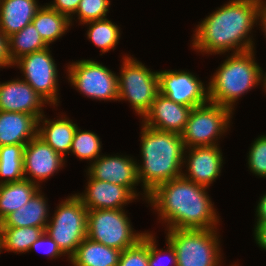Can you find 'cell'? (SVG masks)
I'll list each match as a JSON object with an SVG mask.
<instances>
[{"mask_svg": "<svg viewBox=\"0 0 266 266\" xmlns=\"http://www.w3.org/2000/svg\"><path fill=\"white\" fill-rule=\"evenodd\" d=\"M259 0H229L204 18L193 34L192 48L202 54L255 49L252 29L257 25ZM230 50V51H229Z\"/></svg>", "mask_w": 266, "mask_h": 266, "instance_id": "obj_1", "label": "cell"}, {"mask_svg": "<svg viewBox=\"0 0 266 266\" xmlns=\"http://www.w3.org/2000/svg\"><path fill=\"white\" fill-rule=\"evenodd\" d=\"M208 188L180 176L158 185L147 202L157 210L167 229H213L219 217Z\"/></svg>", "mask_w": 266, "mask_h": 266, "instance_id": "obj_2", "label": "cell"}, {"mask_svg": "<svg viewBox=\"0 0 266 266\" xmlns=\"http://www.w3.org/2000/svg\"><path fill=\"white\" fill-rule=\"evenodd\" d=\"M142 124L141 160L138 178L147 201L158 185L182 176L185 146L180 134L160 131Z\"/></svg>", "mask_w": 266, "mask_h": 266, "instance_id": "obj_3", "label": "cell"}, {"mask_svg": "<svg viewBox=\"0 0 266 266\" xmlns=\"http://www.w3.org/2000/svg\"><path fill=\"white\" fill-rule=\"evenodd\" d=\"M254 49L231 53L208 83L209 101L234 110L236 101L261 82Z\"/></svg>", "mask_w": 266, "mask_h": 266, "instance_id": "obj_4", "label": "cell"}, {"mask_svg": "<svg viewBox=\"0 0 266 266\" xmlns=\"http://www.w3.org/2000/svg\"><path fill=\"white\" fill-rule=\"evenodd\" d=\"M217 230H167L166 240L175 249L177 266H221L222 254Z\"/></svg>", "mask_w": 266, "mask_h": 266, "instance_id": "obj_5", "label": "cell"}, {"mask_svg": "<svg viewBox=\"0 0 266 266\" xmlns=\"http://www.w3.org/2000/svg\"><path fill=\"white\" fill-rule=\"evenodd\" d=\"M118 76V101L127 100L141 118L150 110L159 93L158 71H151L142 62L125 56Z\"/></svg>", "mask_w": 266, "mask_h": 266, "instance_id": "obj_6", "label": "cell"}, {"mask_svg": "<svg viewBox=\"0 0 266 266\" xmlns=\"http://www.w3.org/2000/svg\"><path fill=\"white\" fill-rule=\"evenodd\" d=\"M88 209L81 199L72 194L60 202L49 219L45 232L57 243L68 259L75 253L80 243L87 237Z\"/></svg>", "mask_w": 266, "mask_h": 266, "instance_id": "obj_7", "label": "cell"}, {"mask_svg": "<svg viewBox=\"0 0 266 266\" xmlns=\"http://www.w3.org/2000/svg\"><path fill=\"white\" fill-rule=\"evenodd\" d=\"M124 209L88 210L87 238L123 251L136 245L145 235L134 231Z\"/></svg>", "mask_w": 266, "mask_h": 266, "instance_id": "obj_8", "label": "cell"}, {"mask_svg": "<svg viewBox=\"0 0 266 266\" xmlns=\"http://www.w3.org/2000/svg\"><path fill=\"white\" fill-rule=\"evenodd\" d=\"M233 112L208 102L194 107L181 134L185 148L219 145L218 139L230 128Z\"/></svg>", "mask_w": 266, "mask_h": 266, "instance_id": "obj_9", "label": "cell"}, {"mask_svg": "<svg viewBox=\"0 0 266 266\" xmlns=\"http://www.w3.org/2000/svg\"><path fill=\"white\" fill-rule=\"evenodd\" d=\"M67 79L81 94L106 101L118 100V75L94 60H78L67 65Z\"/></svg>", "mask_w": 266, "mask_h": 266, "instance_id": "obj_10", "label": "cell"}, {"mask_svg": "<svg viewBox=\"0 0 266 266\" xmlns=\"http://www.w3.org/2000/svg\"><path fill=\"white\" fill-rule=\"evenodd\" d=\"M24 74L23 80L51 106H57L59 97L58 70L50 48L22 56L13 63Z\"/></svg>", "mask_w": 266, "mask_h": 266, "instance_id": "obj_11", "label": "cell"}, {"mask_svg": "<svg viewBox=\"0 0 266 266\" xmlns=\"http://www.w3.org/2000/svg\"><path fill=\"white\" fill-rule=\"evenodd\" d=\"M159 93L170 100L189 107L209 102V88L194 74L185 70L158 71Z\"/></svg>", "mask_w": 266, "mask_h": 266, "instance_id": "obj_12", "label": "cell"}, {"mask_svg": "<svg viewBox=\"0 0 266 266\" xmlns=\"http://www.w3.org/2000/svg\"><path fill=\"white\" fill-rule=\"evenodd\" d=\"M65 162L64 157L36 135L24 147V179L40 186L41 181L47 180L55 172L57 173L61 167L63 168ZM27 175H30V177Z\"/></svg>", "mask_w": 266, "mask_h": 266, "instance_id": "obj_13", "label": "cell"}, {"mask_svg": "<svg viewBox=\"0 0 266 266\" xmlns=\"http://www.w3.org/2000/svg\"><path fill=\"white\" fill-rule=\"evenodd\" d=\"M138 162L131 156L101 155L87 168V175L99 181H108L123 187H128L137 197Z\"/></svg>", "mask_w": 266, "mask_h": 266, "instance_id": "obj_14", "label": "cell"}, {"mask_svg": "<svg viewBox=\"0 0 266 266\" xmlns=\"http://www.w3.org/2000/svg\"><path fill=\"white\" fill-rule=\"evenodd\" d=\"M222 156L218 145L185 148L183 164L187 163L185 167L188 174L183 172L182 176L195 184L209 188L221 175L224 164Z\"/></svg>", "mask_w": 266, "mask_h": 266, "instance_id": "obj_15", "label": "cell"}, {"mask_svg": "<svg viewBox=\"0 0 266 266\" xmlns=\"http://www.w3.org/2000/svg\"><path fill=\"white\" fill-rule=\"evenodd\" d=\"M44 104L48 103L23 79L0 82L1 111L28 113L39 119Z\"/></svg>", "mask_w": 266, "mask_h": 266, "instance_id": "obj_16", "label": "cell"}, {"mask_svg": "<svg viewBox=\"0 0 266 266\" xmlns=\"http://www.w3.org/2000/svg\"><path fill=\"white\" fill-rule=\"evenodd\" d=\"M84 193L76 194L88 210L123 209L137 196L128 188L108 181H99L88 175Z\"/></svg>", "mask_w": 266, "mask_h": 266, "instance_id": "obj_17", "label": "cell"}, {"mask_svg": "<svg viewBox=\"0 0 266 266\" xmlns=\"http://www.w3.org/2000/svg\"><path fill=\"white\" fill-rule=\"evenodd\" d=\"M193 108L176 103L158 93L142 123L150 128L182 134Z\"/></svg>", "mask_w": 266, "mask_h": 266, "instance_id": "obj_18", "label": "cell"}, {"mask_svg": "<svg viewBox=\"0 0 266 266\" xmlns=\"http://www.w3.org/2000/svg\"><path fill=\"white\" fill-rule=\"evenodd\" d=\"M38 131V119L34 115L0 110V146L27 144Z\"/></svg>", "mask_w": 266, "mask_h": 266, "instance_id": "obj_19", "label": "cell"}, {"mask_svg": "<svg viewBox=\"0 0 266 266\" xmlns=\"http://www.w3.org/2000/svg\"><path fill=\"white\" fill-rule=\"evenodd\" d=\"M41 7L37 0H0V30L7 38L21 31Z\"/></svg>", "mask_w": 266, "mask_h": 266, "instance_id": "obj_20", "label": "cell"}, {"mask_svg": "<svg viewBox=\"0 0 266 266\" xmlns=\"http://www.w3.org/2000/svg\"><path fill=\"white\" fill-rule=\"evenodd\" d=\"M77 127V124L65 116L61 115L59 119L48 120L43 114L38 119L37 135L65 158L66 154L70 153Z\"/></svg>", "mask_w": 266, "mask_h": 266, "instance_id": "obj_21", "label": "cell"}, {"mask_svg": "<svg viewBox=\"0 0 266 266\" xmlns=\"http://www.w3.org/2000/svg\"><path fill=\"white\" fill-rule=\"evenodd\" d=\"M41 192L39 189L27 204L7 215L0 222V227H40L45 231L50 213L48 200Z\"/></svg>", "mask_w": 266, "mask_h": 266, "instance_id": "obj_22", "label": "cell"}, {"mask_svg": "<svg viewBox=\"0 0 266 266\" xmlns=\"http://www.w3.org/2000/svg\"><path fill=\"white\" fill-rule=\"evenodd\" d=\"M121 251L87 237L69 258L73 266H118Z\"/></svg>", "mask_w": 266, "mask_h": 266, "instance_id": "obj_23", "label": "cell"}, {"mask_svg": "<svg viewBox=\"0 0 266 266\" xmlns=\"http://www.w3.org/2000/svg\"><path fill=\"white\" fill-rule=\"evenodd\" d=\"M41 188L27 179L0 184V222L15 212Z\"/></svg>", "mask_w": 266, "mask_h": 266, "instance_id": "obj_24", "label": "cell"}, {"mask_svg": "<svg viewBox=\"0 0 266 266\" xmlns=\"http://www.w3.org/2000/svg\"><path fill=\"white\" fill-rule=\"evenodd\" d=\"M32 23L48 46L61 38L71 26L66 15L58 13L46 4L38 10Z\"/></svg>", "mask_w": 266, "mask_h": 266, "instance_id": "obj_25", "label": "cell"}, {"mask_svg": "<svg viewBox=\"0 0 266 266\" xmlns=\"http://www.w3.org/2000/svg\"><path fill=\"white\" fill-rule=\"evenodd\" d=\"M48 47L32 22L21 31L8 37V52L12 63L22 56L44 50Z\"/></svg>", "mask_w": 266, "mask_h": 266, "instance_id": "obj_26", "label": "cell"}, {"mask_svg": "<svg viewBox=\"0 0 266 266\" xmlns=\"http://www.w3.org/2000/svg\"><path fill=\"white\" fill-rule=\"evenodd\" d=\"M26 144L0 146V184L24 179L23 153Z\"/></svg>", "mask_w": 266, "mask_h": 266, "instance_id": "obj_27", "label": "cell"}, {"mask_svg": "<svg viewBox=\"0 0 266 266\" xmlns=\"http://www.w3.org/2000/svg\"><path fill=\"white\" fill-rule=\"evenodd\" d=\"M3 250L13 253L29 252L32 244L44 232L40 227H0Z\"/></svg>", "mask_w": 266, "mask_h": 266, "instance_id": "obj_28", "label": "cell"}, {"mask_svg": "<svg viewBox=\"0 0 266 266\" xmlns=\"http://www.w3.org/2000/svg\"><path fill=\"white\" fill-rule=\"evenodd\" d=\"M84 24L89 25L87 38L94 46L101 49V55L115 49L120 40V27L107 18L89 21Z\"/></svg>", "mask_w": 266, "mask_h": 266, "instance_id": "obj_29", "label": "cell"}, {"mask_svg": "<svg viewBox=\"0 0 266 266\" xmlns=\"http://www.w3.org/2000/svg\"><path fill=\"white\" fill-rule=\"evenodd\" d=\"M102 149V142L97 134L91 131H83L77 127L70 152L81 160L94 162L99 156ZM93 160V161H92Z\"/></svg>", "mask_w": 266, "mask_h": 266, "instance_id": "obj_30", "label": "cell"}, {"mask_svg": "<svg viewBox=\"0 0 266 266\" xmlns=\"http://www.w3.org/2000/svg\"><path fill=\"white\" fill-rule=\"evenodd\" d=\"M110 4V0H81L75 14L81 24L105 19Z\"/></svg>", "mask_w": 266, "mask_h": 266, "instance_id": "obj_31", "label": "cell"}, {"mask_svg": "<svg viewBox=\"0 0 266 266\" xmlns=\"http://www.w3.org/2000/svg\"><path fill=\"white\" fill-rule=\"evenodd\" d=\"M247 154L250 172L255 176L266 178V134L255 139Z\"/></svg>", "mask_w": 266, "mask_h": 266, "instance_id": "obj_32", "label": "cell"}, {"mask_svg": "<svg viewBox=\"0 0 266 266\" xmlns=\"http://www.w3.org/2000/svg\"><path fill=\"white\" fill-rule=\"evenodd\" d=\"M118 266H149L148 232L136 245L121 251Z\"/></svg>", "mask_w": 266, "mask_h": 266, "instance_id": "obj_33", "label": "cell"}, {"mask_svg": "<svg viewBox=\"0 0 266 266\" xmlns=\"http://www.w3.org/2000/svg\"><path fill=\"white\" fill-rule=\"evenodd\" d=\"M155 239H156L155 236L152 235V233L148 232V265L149 266H158V265L161 266L158 263H160V260H161L160 258L162 257V255L164 253L163 248L157 249L158 247H157V244H156L157 242ZM166 241H167L166 242L167 248H166L165 254L168 253L170 260L172 262L171 264L173 266H177L175 249L168 240H166ZM161 264H162V262H161Z\"/></svg>", "mask_w": 266, "mask_h": 266, "instance_id": "obj_34", "label": "cell"}, {"mask_svg": "<svg viewBox=\"0 0 266 266\" xmlns=\"http://www.w3.org/2000/svg\"><path fill=\"white\" fill-rule=\"evenodd\" d=\"M46 247V248H45ZM42 248V249H41ZM44 248V249H43ZM37 250L44 252L49 256V258H57L62 257L63 255L66 256L58 247L57 243L44 231L39 238L32 244L29 251Z\"/></svg>", "mask_w": 266, "mask_h": 266, "instance_id": "obj_35", "label": "cell"}, {"mask_svg": "<svg viewBox=\"0 0 266 266\" xmlns=\"http://www.w3.org/2000/svg\"><path fill=\"white\" fill-rule=\"evenodd\" d=\"M80 1L81 0H54L53 3L50 2V4H46L58 13L66 15L70 19V24L72 26L73 15H75Z\"/></svg>", "mask_w": 266, "mask_h": 266, "instance_id": "obj_36", "label": "cell"}, {"mask_svg": "<svg viewBox=\"0 0 266 266\" xmlns=\"http://www.w3.org/2000/svg\"><path fill=\"white\" fill-rule=\"evenodd\" d=\"M13 66L8 52V38L0 30V67L6 68Z\"/></svg>", "mask_w": 266, "mask_h": 266, "instance_id": "obj_37", "label": "cell"}, {"mask_svg": "<svg viewBox=\"0 0 266 266\" xmlns=\"http://www.w3.org/2000/svg\"><path fill=\"white\" fill-rule=\"evenodd\" d=\"M254 239L262 250H266V223L255 224Z\"/></svg>", "mask_w": 266, "mask_h": 266, "instance_id": "obj_38", "label": "cell"}, {"mask_svg": "<svg viewBox=\"0 0 266 266\" xmlns=\"http://www.w3.org/2000/svg\"><path fill=\"white\" fill-rule=\"evenodd\" d=\"M256 220L255 224H265L266 223V193L261 196L256 207Z\"/></svg>", "mask_w": 266, "mask_h": 266, "instance_id": "obj_39", "label": "cell"}, {"mask_svg": "<svg viewBox=\"0 0 266 266\" xmlns=\"http://www.w3.org/2000/svg\"><path fill=\"white\" fill-rule=\"evenodd\" d=\"M257 22L261 26V29L264 32L266 38V2L263 0H259L257 5Z\"/></svg>", "mask_w": 266, "mask_h": 266, "instance_id": "obj_40", "label": "cell"}, {"mask_svg": "<svg viewBox=\"0 0 266 266\" xmlns=\"http://www.w3.org/2000/svg\"><path fill=\"white\" fill-rule=\"evenodd\" d=\"M263 69H261V84L263 82V87H264V90H266V73H264ZM266 92V91H265Z\"/></svg>", "mask_w": 266, "mask_h": 266, "instance_id": "obj_41", "label": "cell"}, {"mask_svg": "<svg viewBox=\"0 0 266 266\" xmlns=\"http://www.w3.org/2000/svg\"><path fill=\"white\" fill-rule=\"evenodd\" d=\"M2 250H3V236H2V233L0 231V254H1Z\"/></svg>", "mask_w": 266, "mask_h": 266, "instance_id": "obj_42", "label": "cell"}]
</instances>
